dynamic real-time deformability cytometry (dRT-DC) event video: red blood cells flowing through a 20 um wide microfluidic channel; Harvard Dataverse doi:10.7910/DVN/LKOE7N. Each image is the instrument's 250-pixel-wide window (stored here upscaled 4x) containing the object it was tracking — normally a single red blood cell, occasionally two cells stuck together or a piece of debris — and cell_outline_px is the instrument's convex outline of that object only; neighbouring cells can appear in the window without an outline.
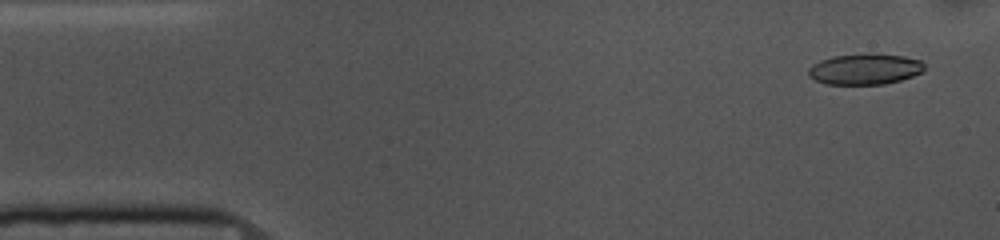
{"species": "common noctule bat (a hibernating species)", "species_latin": "Nyctalus noctula", "temperature_condition": "cold", "stored_images_in_passage": 20, "camera_frame_rate_fps": 3000, "um_per_image_px": 0.085, "animal": {"sex": "female", "body_mass_g": 10.0, "forearm_length_mm": 53.1}, "frame": {"image": 1, "passage_image": 3, "time_ms": 0.667, "image_size_px": [1000, 240], "cell_outline_px": [[924, 68], [920, 72], [912, 76], [900, 80], [884, 84], [824, 84], [808, 76], [808, 68], [812, 64], [820, 60], [832, 56], [868, 52], [904, 56], [920, 60], [924, 64]], "centroid_in_image_um": [73.48, 5.85], "position_along_channel_um": 11.5, "area_um2": 21.1}}
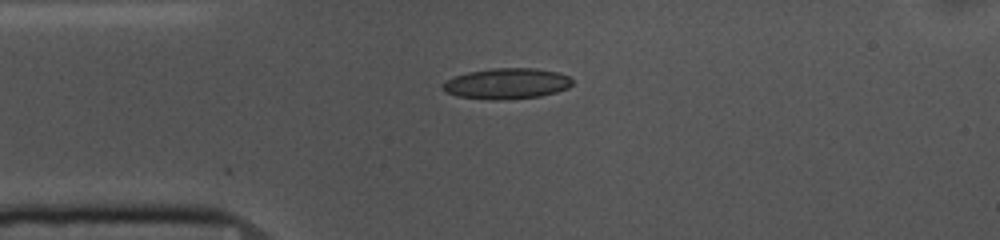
{"frame": {"image": 2, "passage_image": 12, "time_ms": 3.667, "image_size_px": [1000, 240], "cell_outline_px": [[572, 84], [568, 88], [556, 92], [540, 96], [504, 100], [496, 100], [456, 96], [444, 92], [440, 88], [440, 84], [456, 76], [468, 72], [492, 68], [536, 68], [556, 72], [568, 76], [572, 80]], "centroid_in_image_um": [43.04, 7.11], "position_along_channel_um": 42.0, "area_um2": 23.29}}
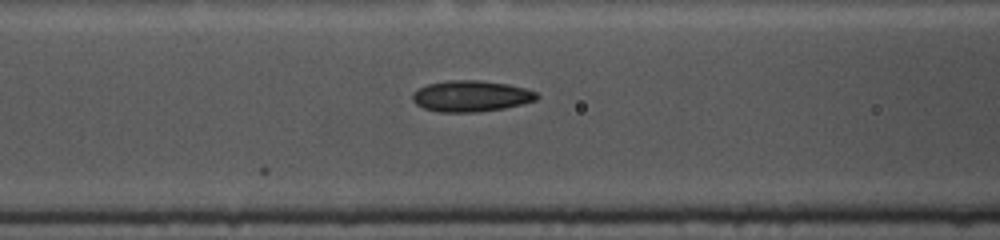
{"frame": {"image": 3, "passage_image": 20, "time_ms": 6.333, "image_size_px": [1000, 240], "cell_outline_px": [[540, 96], [536, 100], [524, 104], [504, 108], [476, 112], [440, 112], [424, 108], [416, 104], [412, 100], [412, 96], [420, 88], [428, 84], [448, 80], [480, 80], [508, 84], [524, 88], [536, 92]], "centroid_in_image_um": [40.07, 8.17], "position_along_channel_um": 126.5, "area_um2": 22.48}}